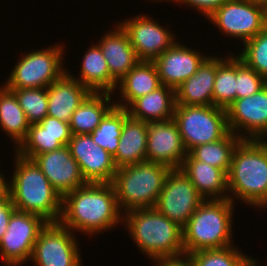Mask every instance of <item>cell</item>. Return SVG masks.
I'll list each match as a JSON object with an SVG mask.
<instances>
[{
    "mask_svg": "<svg viewBox=\"0 0 267 266\" xmlns=\"http://www.w3.org/2000/svg\"><path fill=\"white\" fill-rule=\"evenodd\" d=\"M120 214L112 183H87L62 197L59 223L88 236L123 222Z\"/></svg>",
    "mask_w": 267,
    "mask_h": 266,
    "instance_id": "6da1fadb",
    "label": "cell"
},
{
    "mask_svg": "<svg viewBox=\"0 0 267 266\" xmlns=\"http://www.w3.org/2000/svg\"><path fill=\"white\" fill-rule=\"evenodd\" d=\"M228 192L258 208L267 207V141L242 139L227 173Z\"/></svg>",
    "mask_w": 267,
    "mask_h": 266,
    "instance_id": "7a4b0ae2",
    "label": "cell"
},
{
    "mask_svg": "<svg viewBox=\"0 0 267 266\" xmlns=\"http://www.w3.org/2000/svg\"><path fill=\"white\" fill-rule=\"evenodd\" d=\"M8 193L16 210L35 214L48 223L59 222L62 197L33 160L15 155Z\"/></svg>",
    "mask_w": 267,
    "mask_h": 266,
    "instance_id": "3957f363",
    "label": "cell"
},
{
    "mask_svg": "<svg viewBox=\"0 0 267 266\" xmlns=\"http://www.w3.org/2000/svg\"><path fill=\"white\" fill-rule=\"evenodd\" d=\"M123 221L134 243L151 260L185 254L182 228L156 208L128 211Z\"/></svg>",
    "mask_w": 267,
    "mask_h": 266,
    "instance_id": "277c9868",
    "label": "cell"
},
{
    "mask_svg": "<svg viewBox=\"0 0 267 266\" xmlns=\"http://www.w3.org/2000/svg\"><path fill=\"white\" fill-rule=\"evenodd\" d=\"M234 205L229 199L204 200L182 228L185 254L233 245Z\"/></svg>",
    "mask_w": 267,
    "mask_h": 266,
    "instance_id": "5b68a950",
    "label": "cell"
},
{
    "mask_svg": "<svg viewBox=\"0 0 267 266\" xmlns=\"http://www.w3.org/2000/svg\"><path fill=\"white\" fill-rule=\"evenodd\" d=\"M170 170L168 166L152 161L118 168L112 185L120 211L124 214L136 209L155 208Z\"/></svg>",
    "mask_w": 267,
    "mask_h": 266,
    "instance_id": "8992f818",
    "label": "cell"
},
{
    "mask_svg": "<svg viewBox=\"0 0 267 266\" xmlns=\"http://www.w3.org/2000/svg\"><path fill=\"white\" fill-rule=\"evenodd\" d=\"M173 119L187 153L198 145L220 140L230 132L226 109L214 105L176 104Z\"/></svg>",
    "mask_w": 267,
    "mask_h": 266,
    "instance_id": "52a82bcc",
    "label": "cell"
},
{
    "mask_svg": "<svg viewBox=\"0 0 267 266\" xmlns=\"http://www.w3.org/2000/svg\"><path fill=\"white\" fill-rule=\"evenodd\" d=\"M20 57L4 86L7 89L47 88L64 70L63 46H49Z\"/></svg>",
    "mask_w": 267,
    "mask_h": 266,
    "instance_id": "ba28073f",
    "label": "cell"
},
{
    "mask_svg": "<svg viewBox=\"0 0 267 266\" xmlns=\"http://www.w3.org/2000/svg\"><path fill=\"white\" fill-rule=\"evenodd\" d=\"M207 19L225 35L244 43L267 26L266 6L247 0H227Z\"/></svg>",
    "mask_w": 267,
    "mask_h": 266,
    "instance_id": "9c48e42d",
    "label": "cell"
},
{
    "mask_svg": "<svg viewBox=\"0 0 267 266\" xmlns=\"http://www.w3.org/2000/svg\"><path fill=\"white\" fill-rule=\"evenodd\" d=\"M47 223L38 215L15 210L0 240V256L5 265L21 266L30 261L34 244Z\"/></svg>",
    "mask_w": 267,
    "mask_h": 266,
    "instance_id": "30bf717a",
    "label": "cell"
},
{
    "mask_svg": "<svg viewBox=\"0 0 267 266\" xmlns=\"http://www.w3.org/2000/svg\"><path fill=\"white\" fill-rule=\"evenodd\" d=\"M77 238L59 222L47 223L39 233L30 260L35 266H82Z\"/></svg>",
    "mask_w": 267,
    "mask_h": 266,
    "instance_id": "8fae6325",
    "label": "cell"
},
{
    "mask_svg": "<svg viewBox=\"0 0 267 266\" xmlns=\"http://www.w3.org/2000/svg\"><path fill=\"white\" fill-rule=\"evenodd\" d=\"M204 200L180 168L171 169L155 208L183 228Z\"/></svg>",
    "mask_w": 267,
    "mask_h": 266,
    "instance_id": "7c38bea8",
    "label": "cell"
},
{
    "mask_svg": "<svg viewBox=\"0 0 267 266\" xmlns=\"http://www.w3.org/2000/svg\"><path fill=\"white\" fill-rule=\"evenodd\" d=\"M226 112L230 132L241 139L266 140L267 85L251 96L236 99L226 108Z\"/></svg>",
    "mask_w": 267,
    "mask_h": 266,
    "instance_id": "4fadbf2b",
    "label": "cell"
},
{
    "mask_svg": "<svg viewBox=\"0 0 267 266\" xmlns=\"http://www.w3.org/2000/svg\"><path fill=\"white\" fill-rule=\"evenodd\" d=\"M157 22L148 15H138L119 22L127 32L140 61H154L176 42L173 32Z\"/></svg>",
    "mask_w": 267,
    "mask_h": 266,
    "instance_id": "5bb4252c",
    "label": "cell"
},
{
    "mask_svg": "<svg viewBox=\"0 0 267 266\" xmlns=\"http://www.w3.org/2000/svg\"><path fill=\"white\" fill-rule=\"evenodd\" d=\"M186 155L178 125L173 118L147 122L146 161L179 169Z\"/></svg>",
    "mask_w": 267,
    "mask_h": 266,
    "instance_id": "9a60e30c",
    "label": "cell"
},
{
    "mask_svg": "<svg viewBox=\"0 0 267 266\" xmlns=\"http://www.w3.org/2000/svg\"><path fill=\"white\" fill-rule=\"evenodd\" d=\"M68 147L87 183H112L117 171L113 156L90 134H72Z\"/></svg>",
    "mask_w": 267,
    "mask_h": 266,
    "instance_id": "2e32d148",
    "label": "cell"
},
{
    "mask_svg": "<svg viewBox=\"0 0 267 266\" xmlns=\"http://www.w3.org/2000/svg\"><path fill=\"white\" fill-rule=\"evenodd\" d=\"M32 160L61 197L87 184L68 145L36 155Z\"/></svg>",
    "mask_w": 267,
    "mask_h": 266,
    "instance_id": "e0dca14e",
    "label": "cell"
},
{
    "mask_svg": "<svg viewBox=\"0 0 267 266\" xmlns=\"http://www.w3.org/2000/svg\"><path fill=\"white\" fill-rule=\"evenodd\" d=\"M175 42L153 62L156 65L162 85L176 89L191 77L209 57Z\"/></svg>",
    "mask_w": 267,
    "mask_h": 266,
    "instance_id": "ac0fdd59",
    "label": "cell"
},
{
    "mask_svg": "<svg viewBox=\"0 0 267 266\" xmlns=\"http://www.w3.org/2000/svg\"><path fill=\"white\" fill-rule=\"evenodd\" d=\"M91 93L89 88L65 72L47 87V115L69 123L72 114Z\"/></svg>",
    "mask_w": 267,
    "mask_h": 266,
    "instance_id": "d6986e66",
    "label": "cell"
},
{
    "mask_svg": "<svg viewBox=\"0 0 267 266\" xmlns=\"http://www.w3.org/2000/svg\"><path fill=\"white\" fill-rule=\"evenodd\" d=\"M105 33L97 45L107 60L110 75L118 82L140 60L138 59L127 32L120 24Z\"/></svg>",
    "mask_w": 267,
    "mask_h": 266,
    "instance_id": "ffe728a7",
    "label": "cell"
},
{
    "mask_svg": "<svg viewBox=\"0 0 267 266\" xmlns=\"http://www.w3.org/2000/svg\"><path fill=\"white\" fill-rule=\"evenodd\" d=\"M197 189L206 199H229L234 202L228 191L227 174L217 167L205 162L194 160L188 153L180 167Z\"/></svg>",
    "mask_w": 267,
    "mask_h": 266,
    "instance_id": "44dd1931",
    "label": "cell"
},
{
    "mask_svg": "<svg viewBox=\"0 0 267 266\" xmlns=\"http://www.w3.org/2000/svg\"><path fill=\"white\" fill-rule=\"evenodd\" d=\"M216 70L217 56H209L191 77L175 89L176 104L213 105Z\"/></svg>",
    "mask_w": 267,
    "mask_h": 266,
    "instance_id": "7402d4cb",
    "label": "cell"
},
{
    "mask_svg": "<svg viewBox=\"0 0 267 266\" xmlns=\"http://www.w3.org/2000/svg\"><path fill=\"white\" fill-rule=\"evenodd\" d=\"M147 122L131 117L125 108V121L113 160L116 168L146 161Z\"/></svg>",
    "mask_w": 267,
    "mask_h": 266,
    "instance_id": "603a6c76",
    "label": "cell"
},
{
    "mask_svg": "<svg viewBox=\"0 0 267 266\" xmlns=\"http://www.w3.org/2000/svg\"><path fill=\"white\" fill-rule=\"evenodd\" d=\"M175 106V89L162 85L155 91L135 99L126 109L131 117L151 122L173 118Z\"/></svg>",
    "mask_w": 267,
    "mask_h": 266,
    "instance_id": "cb8c5ba5",
    "label": "cell"
},
{
    "mask_svg": "<svg viewBox=\"0 0 267 266\" xmlns=\"http://www.w3.org/2000/svg\"><path fill=\"white\" fill-rule=\"evenodd\" d=\"M161 86L160 77L154 62L139 61L118 81L117 87L120 89V100L122 102H114L115 106L127 108L135 99L155 91Z\"/></svg>",
    "mask_w": 267,
    "mask_h": 266,
    "instance_id": "d4e9b609",
    "label": "cell"
},
{
    "mask_svg": "<svg viewBox=\"0 0 267 266\" xmlns=\"http://www.w3.org/2000/svg\"><path fill=\"white\" fill-rule=\"evenodd\" d=\"M80 68L79 78L71 75L69 70L66 72L92 92L112 93L115 89L117 91L118 82L110 75L107 60L97 44L90 46L85 52Z\"/></svg>",
    "mask_w": 267,
    "mask_h": 266,
    "instance_id": "484cf974",
    "label": "cell"
},
{
    "mask_svg": "<svg viewBox=\"0 0 267 266\" xmlns=\"http://www.w3.org/2000/svg\"><path fill=\"white\" fill-rule=\"evenodd\" d=\"M111 94L114 93L92 92L72 114L69 122L71 133H92L115 106V103L111 102Z\"/></svg>",
    "mask_w": 267,
    "mask_h": 266,
    "instance_id": "4316f807",
    "label": "cell"
},
{
    "mask_svg": "<svg viewBox=\"0 0 267 266\" xmlns=\"http://www.w3.org/2000/svg\"><path fill=\"white\" fill-rule=\"evenodd\" d=\"M0 126L12 138L15 148L25 139L30 126L15 94L5 86L0 87Z\"/></svg>",
    "mask_w": 267,
    "mask_h": 266,
    "instance_id": "83f0119b",
    "label": "cell"
},
{
    "mask_svg": "<svg viewBox=\"0 0 267 266\" xmlns=\"http://www.w3.org/2000/svg\"><path fill=\"white\" fill-rule=\"evenodd\" d=\"M241 140V137L229 132L220 140L192 148L188 154L194 160L222 169L227 174L231 165L233 151Z\"/></svg>",
    "mask_w": 267,
    "mask_h": 266,
    "instance_id": "f1b7e54d",
    "label": "cell"
},
{
    "mask_svg": "<svg viewBox=\"0 0 267 266\" xmlns=\"http://www.w3.org/2000/svg\"><path fill=\"white\" fill-rule=\"evenodd\" d=\"M72 135H51L39 124L29 126L25 139L16 148L21 157L32 160L36 155L68 145Z\"/></svg>",
    "mask_w": 267,
    "mask_h": 266,
    "instance_id": "f546056e",
    "label": "cell"
},
{
    "mask_svg": "<svg viewBox=\"0 0 267 266\" xmlns=\"http://www.w3.org/2000/svg\"><path fill=\"white\" fill-rule=\"evenodd\" d=\"M230 55L217 57L213 89V105L224 109L236 100V56Z\"/></svg>",
    "mask_w": 267,
    "mask_h": 266,
    "instance_id": "4dcf8cb0",
    "label": "cell"
},
{
    "mask_svg": "<svg viewBox=\"0 0 267 266\" xmlns=\"http://www.w3.org/2000/svg\"><path fill=\"white\" fill-rule=\"evenodd\" d=\"M125 121V108L114 106L90 133L93 141L112 156L116 154L122 127Z\"/></svg>",
    "mask_w": 267,
    "mask_h": 266,
    "instance_id": "1f68e13d",
    "label": "cell"
},
{
    "mask_svg": "<svg viewBox=\"0 0 267 266\" xmlns=\"http://www.w3.org/2000/svg\"><path fill=\"white\" fill-rule=\"evenodd\" d=\"M194 266H256L258 263L249 255L232 245L225 248L200 250L188 254Z\"/></svg>",
    "mask_w": 267,
    "mask_h": 266,
    "instance_id": "d6a6232c",
    "label": "cell"
},
{
    "mask_svg": "<svg viewBox=\"0 0 267 266\" xmlns=\"http://www.w3.org/2000/svg\"><path fill=\"white\" fill-rule=\"evenodd\" d=\"M23 109L28 123L41 122L48 112L47 88L9 89Z\"/></svg>",
    "mask_w": 267,
    "mask_h": 266,
    "instance_id": "836d02e7",
    "label": "cell"
},
{
    "mask_svg": "<svg viewBox=\"0 0 267 266\" xmlns=\"http://www.w3.org/2000/svg\"><path fill=\"white\" fill-rule=\"evenodd\" d=\"M243 48L237 57L267 80V26L245 41Z\"/></svg>",
    "mask_w": 267,
    "mask_h": 266,
    "instance_id": "e575fe53",
    "label": "cell"
},
{
    "mask_svg": "<svg viewBox=\"0 0 267 266\" xmlns=\"http://www.w3.org/2000/svg\"><path fill=\"white\" fill-rule=\"evenodd\" d=\"M267 80L236 56V99L259 92Z\"/></svg>",
    "mask_w": 267,
    "mask_h": 266,
    "instance_id": "d590c367",
    "label": "cell"
},
{
    "mask_svg": "<svg viewBox=\"0 0 267 266\" xmlns=\"http://www.w3.org/2000/svg\"><path fill=\"white\" fill-rule=\"evenodd\" d=\"M173 1H176L177 3L181 2L187 6L193 7L194 9L196 8V10L201 12V14H203L206 18L227 0H172V2Z\"/></svg>",
    "mask_w": 267,
    "mask_h": 266,
    "instance_id": "8d00e7d4",
    "label": "cell"
},
{
    "mask_svg": "<svg viewBox=\"0 0 267 266\" xmlns=\"http://www.w3.org/2000/svg\"><path fill=\"white\" fill-rule=\"evenodd\" d=\"M39 124L51 135H72L69 123L57 118L47 115Z\"/></svg>",
    "mask_w": 267,
    "mask_h": 266,
    "instance_id": "74e56055",
    "label": "cell"
},
{
    "mask_svg": "<svg viewBox=\"0 0 267 266\" xmlns=\"http://www.w3.org/2000/svg\"><path fill=\"white\" fill-rule=\"evenodd\" d=\"M15 210L16 208L11 202L9 193L6 196L0 198V240L6 233L10 217Z\"/></svg>",
    "mask_w": 267,
    "mask_h": 266,
    "instance_id": "f35d334b",
    "label": "cell"
},
{
    "mask_svg": "<svg viewBox=\"0 0 267 266\" xmlns=\"http://www.w3.org/2000/svg\"><path fill=\"white\" fill-rule=\"evenodd\" d=\"M183 257V258H182ZM156 266H194L191 257L184 254L177 257L161 258L153 261Z\"/></svg>",
    "mask_w": 267,
    "mask_h": 266,
    "instance_id": "ab89813d",
    "label": "cell"
},
{
    "mask_svg": "<svg viewBox=\"0 0 267 266\" xmlns=\"http://www.w3.org/2000/svg\"><path fill=\"white\" fill-rule=\"evenodd\" d=\"M5 180V177L0 173V198L8 194L9 183Z\"/></svg>",
    "mask_w": 267,
    "mask_h": 266,
    "instance_id": "60d3db41",
    "label": "cell"
},
{
    "mask_svg": "<svg viewBox=\"0 0 267 266\" xmlns=\"http://www.w3.org/2000/svg\"><path fill=\"white\" fill-rule=\"evenodd\" d=\"M247 1H251V2H254V3H259V4H262L264 6H267V0H247Z\"/></svg>",
    "mask_w": 267,
    "mask_h": 266,
    "instance_id": "b9f144b4",
    "label": "cell"
}]
</instances>
